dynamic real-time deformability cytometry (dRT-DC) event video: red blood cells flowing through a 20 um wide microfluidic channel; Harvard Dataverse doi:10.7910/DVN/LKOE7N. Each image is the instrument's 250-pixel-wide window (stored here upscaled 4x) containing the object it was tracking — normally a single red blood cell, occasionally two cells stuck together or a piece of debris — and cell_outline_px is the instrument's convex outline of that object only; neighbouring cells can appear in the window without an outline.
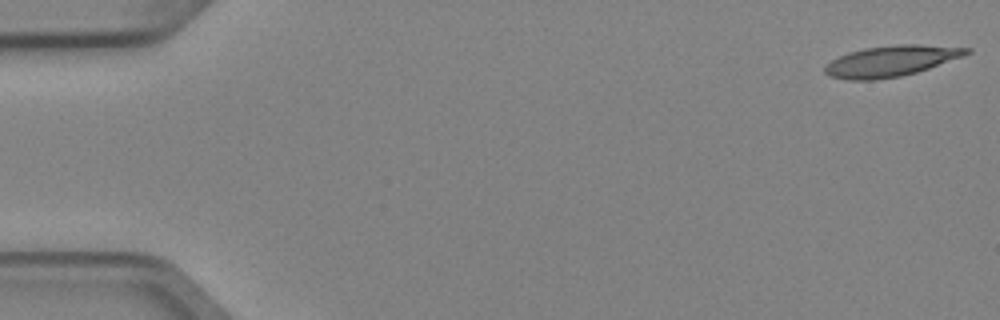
{"species": "Egyptian fruit bat (a non-hibernating species)", "species_latin": "Rousettus aegyptiacus", "temperature_condition": "cold", "stored_images_in_passage": 4, "camera_frame_rate_fps": 3000, "um_per_image_px": 0.085, "animal": {"sex": "female"}, "frame": {"image": 1, "passage_image": 1, "time_ms": 0.0, "image_size_px": [1000, 320], "cell_outline_px": [[972, 52], [964, 56], [916, 72], [900, 76], [876, 80], [848, 80], [828, 76], [824, 72], [824, 68], [832, 60], [848, 52], [864, 48], [900, 44], [920, 44], [972, 48]], "centroid_in_image_um": [75.75, 5.18], "position_along_channel_um": 9.3, "area_um2": 25.43}}